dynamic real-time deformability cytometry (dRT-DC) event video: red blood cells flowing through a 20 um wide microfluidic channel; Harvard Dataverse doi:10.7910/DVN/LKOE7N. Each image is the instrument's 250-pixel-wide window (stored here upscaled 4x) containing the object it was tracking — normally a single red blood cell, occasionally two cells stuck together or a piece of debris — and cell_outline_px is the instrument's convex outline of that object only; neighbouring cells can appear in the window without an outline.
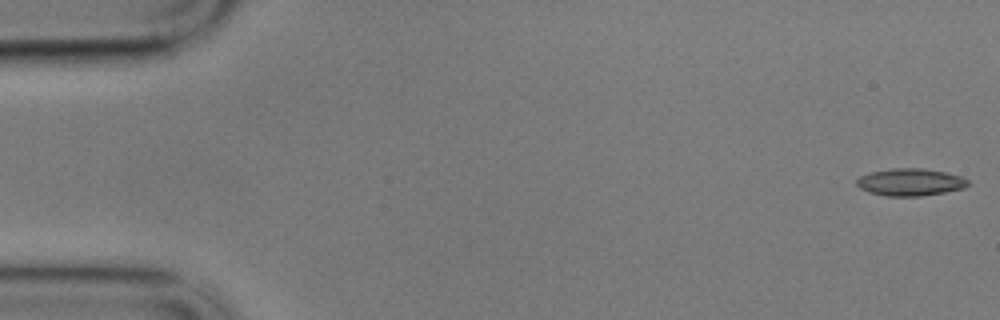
{"species": "common noctule bat (a hibernating species)", "species_latin": "Nyctalus noctula", "temperature_condition": "cold", "stored_images_in_passage": 59, "camera_frame_rate_fps": 3000, "um_per_image_px": 0.085, "animal": {"sex": "male", "body_mass_g": 17.9}, "frame": {"image": 1, "passage_image": 1, "time_ms": 0.0, "image_size_px": [1000, 320], "cell_outline_px": [[968, 184], [964, 188], [944, 192], [920, 196], [884, 196], [868, 192], [860, 188], [856, 184], [856, 180], [860, 176], [872, 172], [892, 168], [924, 168], [944, 172], [960, 176], [968, 180]], "centroid_in_image_um": [77.34, 15.48], "position_along_channel_um": 7.7, "area_um2": 17.63}}
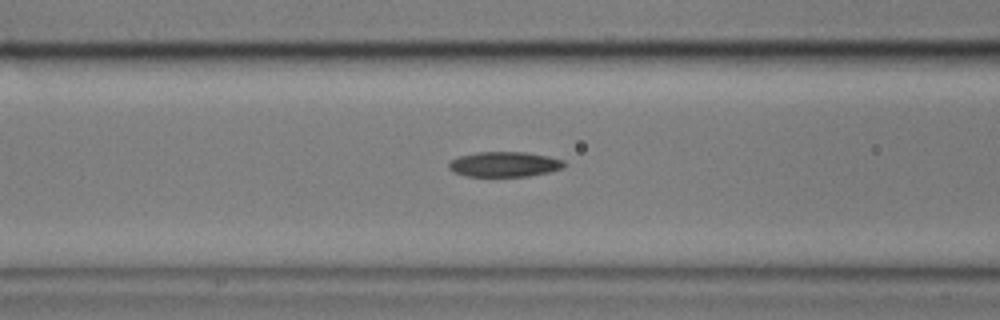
{"frame": {"image": 2, "passage_image": 23, "time_ms": 7.333, "image_size_px": [1000, 320], "cell_outline_px": [[568, 164], [564, 168], [548, 172], [528, 176], [464, 176], [452, 172], [448, 168], [448, 164], [452, 160], [460, 156], [476, 152], [524, 152], [548, 156], [564, 160]], "centroid_in_image_um": [42.89, 13.96], "position_along_channel_um": 123.7, "area_um2": 16.99}}
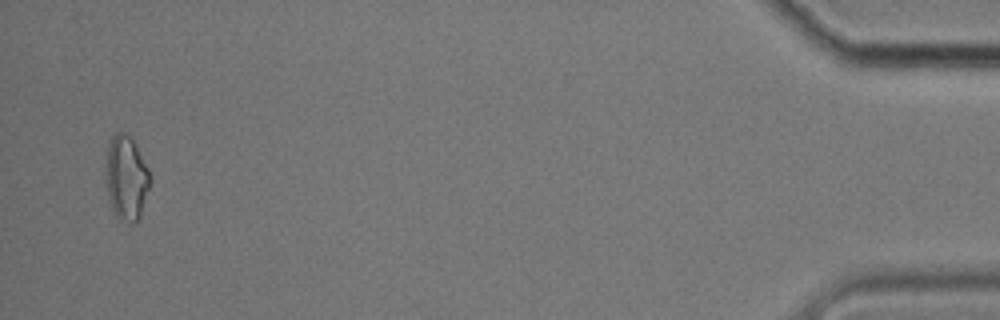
{"frame": {"image": 3, "passage_image": 57, "time_ms": 18.667, "image_size_px": [1000, 320], "cell_outline_px": [[152, 184], [140, 216], [132, 224], [116, 216], [112, 208], [108, 196], [104, 168], [108, 144], [112, 136], [116, 132], [124, 132], [132, 136], [148, 168], [152, 180]], "centroid_in_image_um": [10.75, 15.08], "position_along_channel_um": 424.5, "area_um2": 22.31}, "authors_computed_cell_mechanics": {"area_um2": 17.4556, "velocity_mm_per_s": 3.3936, "shape_relaxation_time_tau1_ms": 4.3874, "shape_relaxation_time_tau2_ms": 11.3048, "deformation_change_tau1": 0.1238, "deformation_change_tau2": 0.2166}}